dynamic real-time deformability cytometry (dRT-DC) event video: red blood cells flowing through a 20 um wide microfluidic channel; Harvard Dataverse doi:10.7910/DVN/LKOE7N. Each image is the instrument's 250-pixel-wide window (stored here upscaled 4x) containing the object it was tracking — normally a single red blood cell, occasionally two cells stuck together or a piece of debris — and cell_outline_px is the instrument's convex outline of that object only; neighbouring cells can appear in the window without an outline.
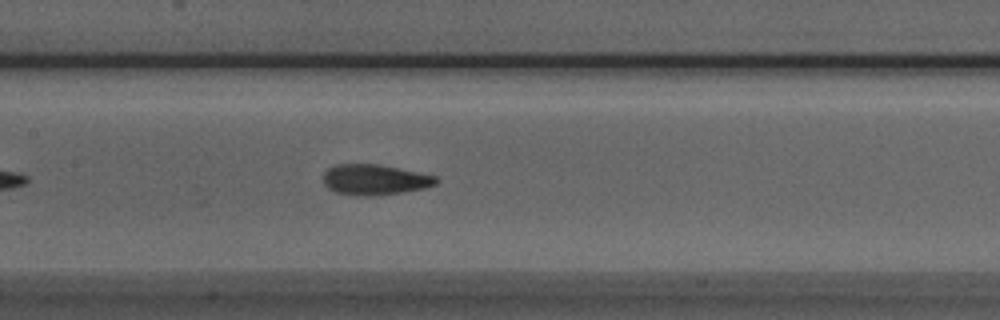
{"species": "Egyptian fruit bat (a non-hibernating species)", "species_latin": "Rousettus aegyptiacus", "temperature_condition": "room temperature", "stored_images_in_passage": 41, "camera_frame_rate_fps": 3000, "um_per_image_px": 0.085, "animal": {"sex": "male"}, "frame": {"image": 1, "passage_image": 13, "time_ms": 4.0, "image_size_px": [1000, 320], "cell_outline_px": [[440, 180], [436, 184], [424, 188], [380, 196], [360, 196], [336, 192], [328, 188], [324, 184], [324, 172], [328, 168], [336, 164], [380, 164], [436, 176]], "centroid_in_image_um": [31.86, 15.27], "position_along_channel_um": 175.5, "area_um2": 20.17}}
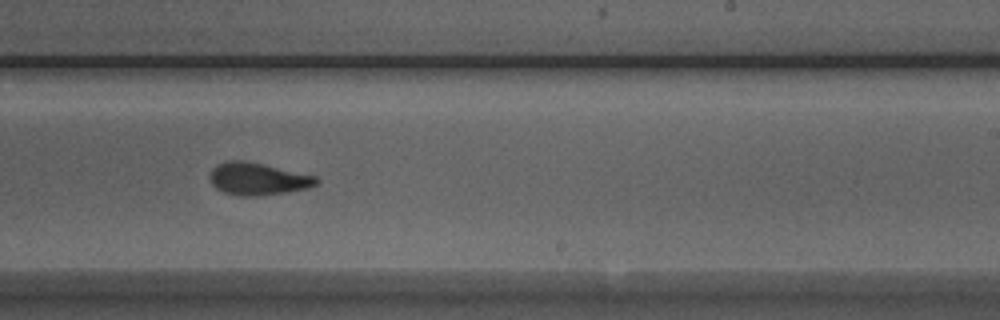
{"frame": {"image": 2, "passage_image": 20, "time_ms": 6.333, "image_size_px": [1000, 320], "cell_outline_px": [[320, 180], [312, 188], [288, 192], [256, 196], [244, 196], [224, 192], [216, 188], [212, 184], [208, 176], [212, 168], [216, 164], [224, 160], [244, 160], [264, 164], [316, 176]], "centroid_in_image_um": [21.91, 15.19], "position_along_channel_um": 267.1, "area_um2": 20.35}}
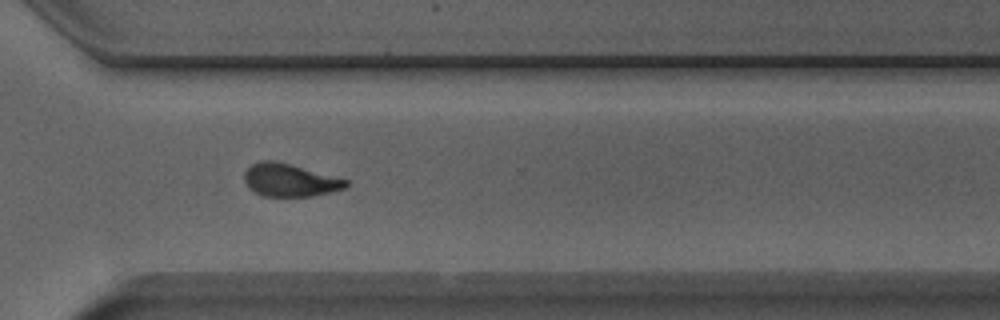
{"frame": {"image": 3, "passage_image": 26, "time_ms": 8.333, "image_size_px": [1000, 320], "cell_outline_px": [[348, 184], [344, 188], [312, 196], [264, 196], [248, 188], [244, 180], [244, 172], [252, 164], [260, 160], [272, 160], [288, 164], [348, 180]], "centroid_in_image_um": [24.58, 15.31], "position_along_channel_um": 346.0, "area_um2": 19.02}, "authors_computed_cell_mechanics": {"area_um2": 19.8254, "velocity_mm_per_s": 3.9381, "shape_relaxation_time_tau1_ms": 3.8586, "shape_relaxation_time_tau2_ms": 1.5776, "deformation_change_tau1": 0.1416, "deformation_change_tau2": 0.0764}}